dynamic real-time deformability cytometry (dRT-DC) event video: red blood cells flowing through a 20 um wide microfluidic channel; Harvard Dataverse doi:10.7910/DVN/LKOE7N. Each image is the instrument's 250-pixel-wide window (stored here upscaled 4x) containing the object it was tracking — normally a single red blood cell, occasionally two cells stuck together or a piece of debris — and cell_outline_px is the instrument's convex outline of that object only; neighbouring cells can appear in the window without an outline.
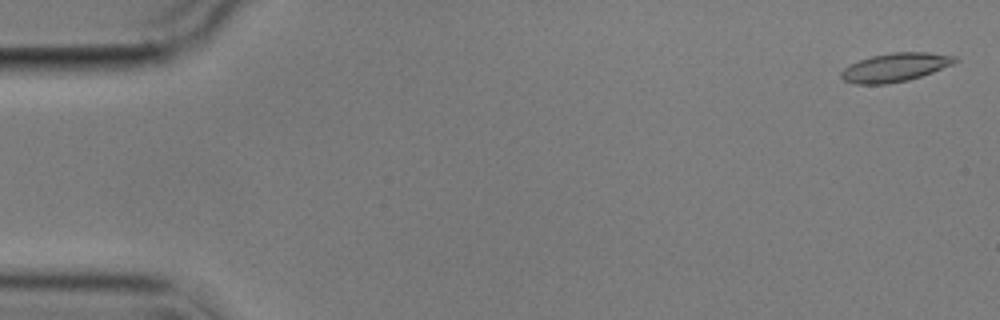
{"species": "common noctule bat (a hibernating species)", "species_latin": "Nyctalus noctula", "temperature_condition": "cold", "stored_images_in_passage": 6, "segment_of_instrument_passage": [1, 2], "camera_frame_rate_fps": 3000, "um_per_image_px": 0.085, "animal": {"sex": "male", "body_mass_g": 17.9}, "frame": {"image": 1, "passage_image": 1, "time_ms": 0.0, "image_size_px": [1000, 320], "cell_outline_px": [[960, 60], [952, 64], [932, 72], [908, 80], [884, 84], [856, 84], [844, 80], [840, 76], [840, 72], [844, 68], [860, 60], [872, 56], [892, 52], [928, 52], [956, 56]], "centroid_in_image_um": [76.1, 5.72], "position_along_channel_um": 8.9, "area_um2": 18.79}}